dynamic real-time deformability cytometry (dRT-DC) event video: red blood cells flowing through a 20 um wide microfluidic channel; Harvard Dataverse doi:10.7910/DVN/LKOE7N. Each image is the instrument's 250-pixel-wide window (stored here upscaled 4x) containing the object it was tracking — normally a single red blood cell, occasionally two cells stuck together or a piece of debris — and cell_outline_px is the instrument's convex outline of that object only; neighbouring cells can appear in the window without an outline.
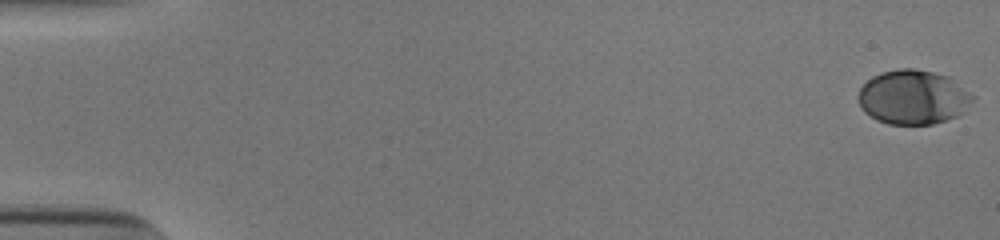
{"species": "human", "species_latin": "Homo sapiens", "temperature_condition": "cold", "stored_images_in_passage": 54, "camera_frame_rate_fps": 3000, "um_per_image_px": 0.085, "donor": {"sex": "male"}, "frame": {"image": 1, "passage_image": 1, "time_ms": 0.0, "image_size_px": [1000, 240], "cell_outline_px": [[976, 96], [956, 116], [932, 124], [888, 124], [876, 120], [864, 112], [856, 96], [860, 88], [872, 76], [880, 72], [896, 68], [912, 68], [936, 72], [948, 76]], "centroid_in_image_um": [77.57, 8.24], "position_along_channel_um": 7.4, "area_um2": 36.24}}
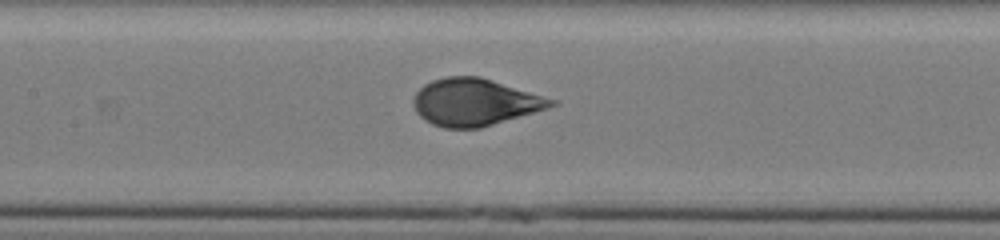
{"frame": {"image": 2, "passage_image": 27, "time_ms": 8.667, "image_size_px": [1000, 240], "cell_outline_px": [[560, 104], [548, 108], [480, 128], [444, 128], [432, 124], [424, 120], [416, 112], [412, 104], [412, 100], [416, 92], [424, 84], [432, 80], [444, 76], [480, 76], [560, 100]], "centroid_in_image_um": [40.38, 8.67], "position_along_channel_um": 167.0, "area_um2": 38.26}}
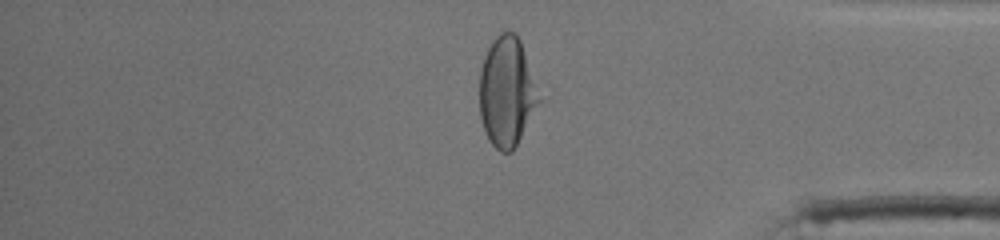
{"frame": {"image": 3, "passage_image": 46, "time_ms": 15.0, "image_size_px": [1000, 240], "cell_outline_px": [[548, 100], [512, 152], [500, 152], [488, 140], [480, 116], [480, 68], [484, 56], [492, 40], [500, 32], [508, 28], [516, 32], [520, 40]], "centroid_in_image_um": [43.23, 7.81], "position_along_channel_um": 392.0, "area_um2": 40.69}, "authors_computed_cell_mechanics": {"area_um2": 37.6278, "velocity_mm_per_s": 3.8463, "shape_relaxation_time_tau1_ms": 4.3967, "shape_relaxation_time_tau2_ms": null, "deformation_change_tau1": 0.1888, "deformation_change_tau2": null}}